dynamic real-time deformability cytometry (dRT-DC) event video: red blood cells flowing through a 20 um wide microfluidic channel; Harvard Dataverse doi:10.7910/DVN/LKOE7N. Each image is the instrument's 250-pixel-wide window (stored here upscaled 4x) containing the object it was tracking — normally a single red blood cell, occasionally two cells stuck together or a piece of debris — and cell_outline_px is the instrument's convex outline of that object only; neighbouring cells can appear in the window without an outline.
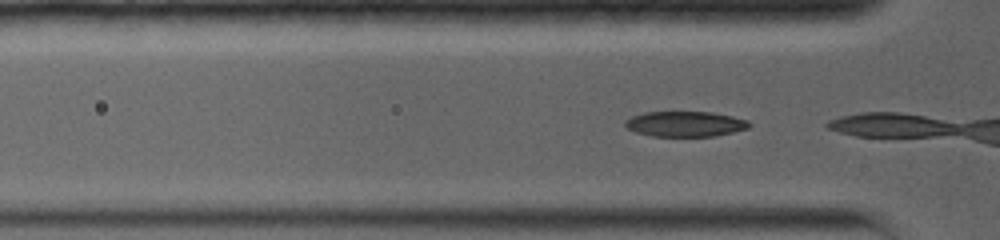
{"species": "common noctule bat (a hibernating species)", "species_latin": "Nyctalus noctula", "temperature_condition": "warm", "stored_images_in_passage": 3, "camera_frame_rate_fps": 5000, "um_per_image_px": 0.085, "animal": {"sex": "female", "body_mass_g": 19.0, "forearm_length_mm": 56.7}, "frame": {"image": 1, "passage_image": 2, "time_ms": 0.2, "image_size_px": [1000, 240], "cell_outline_px": [[752, 124], [748, 128], [732, 132], [712, 136], [652, 136], [636, 132], [628, 128], [624, 124], [624, 120], [632, 116], [644, 112], [712, 112], [732, 116], [748, 120]], "centroid_in_image_um": [58.24, 10.53], "position_along_channel_um": 67.6, "area_um2": 18.26}}